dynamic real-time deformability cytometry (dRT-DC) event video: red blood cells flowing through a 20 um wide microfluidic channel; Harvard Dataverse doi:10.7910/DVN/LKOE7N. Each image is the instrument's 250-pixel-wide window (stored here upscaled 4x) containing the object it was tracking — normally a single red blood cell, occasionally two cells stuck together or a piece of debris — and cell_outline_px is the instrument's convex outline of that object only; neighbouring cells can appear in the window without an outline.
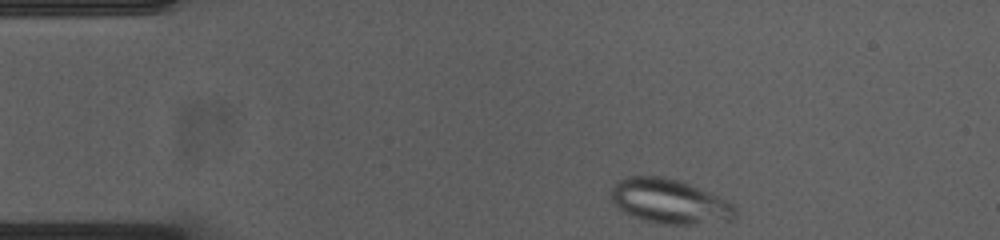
{"species": "common noctule bat (a hibernating species)", "species_latin": "Nyctalus noctula", "temperature_condition": "cold", "stored_images_in_passage": 39, "camera_frame_rate_fps": 3000, "um_per_image_px": 0.085, "animal": {"sex": "female", "body_mass_g": 23.0, "forearm_length_mm": 53.4}, "frame": {"image": 1, "passage_image": 1, "time_ms": 0.0, "image_size_px": [1000, 240], "cell_outline_px": [[736, 216], [732, 220], [692, 224], [660, 224], [632, 216], [616, 208], [612, 200], [612, 188], [620, 180], [628, 176], [660, 176], [680, 180], [716, 196], [732, 204], [736, 208]], "centroid_in_image_um": [56.89, 17.12], "position_along_channel_um": 28.1, "area_um2": 31.85}}
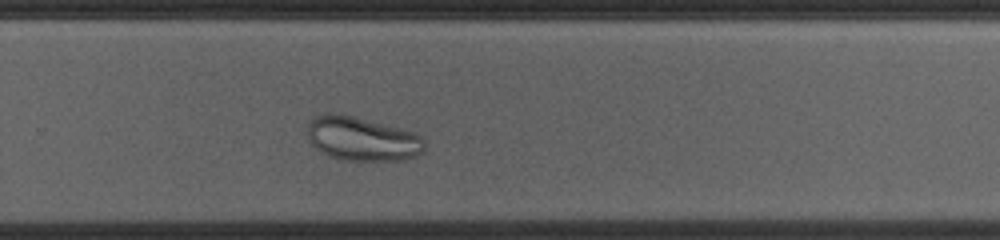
{"frame": {"image": 2, "passage_image": 28, "time_ms": 9.0, "image_size_px": [1000, 240], "cell_outline_px": [[424, 148], [416, 156], [400, 160], [344, 160], [328, 156], [316, 148], [308, 140], [308, 124], [320, 112], [336, 112], [400, 128], [412, 132], [420, 136], [424, 140]], "centroid_in_image_um": [30.73, 11.79], "position_along_channel_um": 299.1, "area_um2": 29.88}}
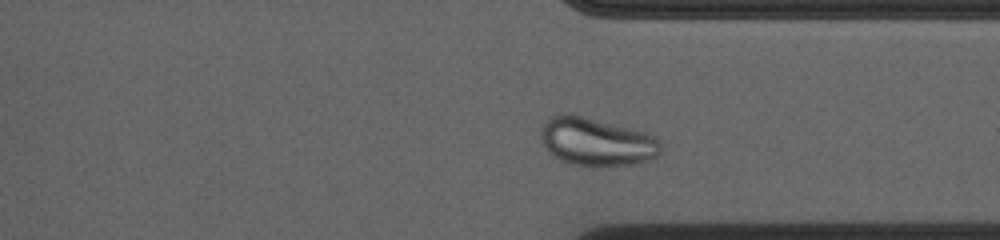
{"frame": {"image": 3, "passage_image": 33, "time_ms": 10.667, "image_size_px": [1000, 240], "cell_outline_px": [[660, 152], [656, 156], [648, 160], [632, 164], [600, 168], [572, 164], [560, 160], [548, 152], [540, 136], [540, 132], [548, 116], [568, 112], [572, 112], [644, 132], [660, 140]], "centroid_in_image_um": [50.66, 12.04], "position_along_channel_um": 360.7, "area_um2": 34.1}}